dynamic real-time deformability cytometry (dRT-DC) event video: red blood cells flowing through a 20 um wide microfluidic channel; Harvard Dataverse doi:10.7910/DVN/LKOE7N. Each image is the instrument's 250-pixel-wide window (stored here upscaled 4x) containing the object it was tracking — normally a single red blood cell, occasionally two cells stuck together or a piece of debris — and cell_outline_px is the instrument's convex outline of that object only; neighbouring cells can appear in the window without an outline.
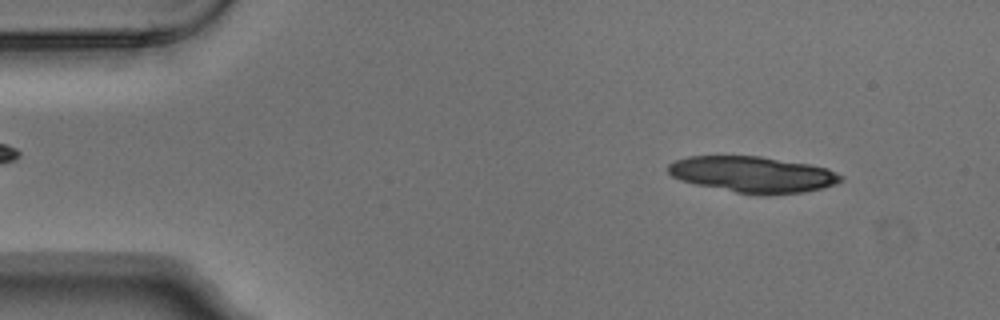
{"species": "Egyptian fruit bat (a non-hibernating species)", "species_latin": "Rousettus aegyptiacus", "temperature_condition": "warm", "stored_images_in_passage": 4, "camera_frame_rate_fps": 3000, "um_per_image_px": 0.085, "animal": {"sex": "male"}, "frame": {"image": 1, "passage_image": 1, "time_ms": 0.0, "image_size_px": [1000, 320], "cell_outline_px": [[844, 180], [836, 184], [804, 192], [768, 196], [764, 196], [736, 192], [696, 184], [680, 180], [672, 176], [668, 172], [668, 164], [676, 160], [688, 156], [760, 156], [808, 164], [828, 168], [844, 176]], "centroid_in_image_um": [64.02, 14.83], "position_along_channel_um": 21.0, "area_um2": 36.47}}
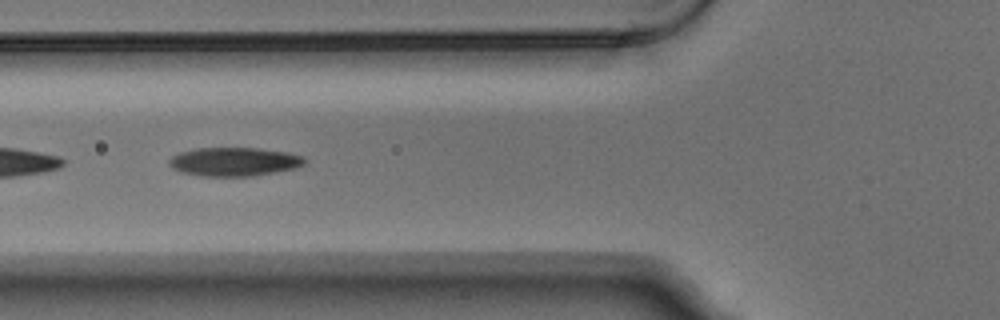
{"frame": {"image": 2, "passage_image": 3, "time_ms": 0.667, "image_size_px": [1000, 320], "cell_outline_px": [[308, 160], [304, 164], [296, 168], [252, 176], [200, 176], [180, 172], [172, 168], [168, 164], [168, 160], [172, 156], [180, 152], [196, 148], [260, 148], [288, 152], [304, 156]], "centroid_in_image_um": [19.91, 13.74], "position_along_channel_um": 105.9, "area_um2": 22.89}}
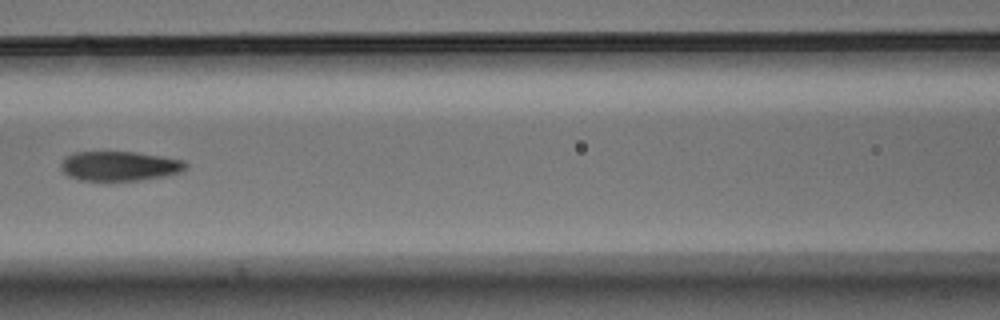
{"frame": {"image": 3, "passage_image": 4, "time_ms": 1.0, "image_size_px": [1000, 320], "cell_outline_px": [[188, 168], [180, 172], [168, 176], [140, 180], [80, 180], [68, 176], [60, 168], [60, 164], [68, 156], [76, 152], [136, 152], [184, 160], [188, 164]], "centroid_in_image_um": [10.21, 14.12], "position_along_channel_um": 156.4, "area_um2": 21.5}}